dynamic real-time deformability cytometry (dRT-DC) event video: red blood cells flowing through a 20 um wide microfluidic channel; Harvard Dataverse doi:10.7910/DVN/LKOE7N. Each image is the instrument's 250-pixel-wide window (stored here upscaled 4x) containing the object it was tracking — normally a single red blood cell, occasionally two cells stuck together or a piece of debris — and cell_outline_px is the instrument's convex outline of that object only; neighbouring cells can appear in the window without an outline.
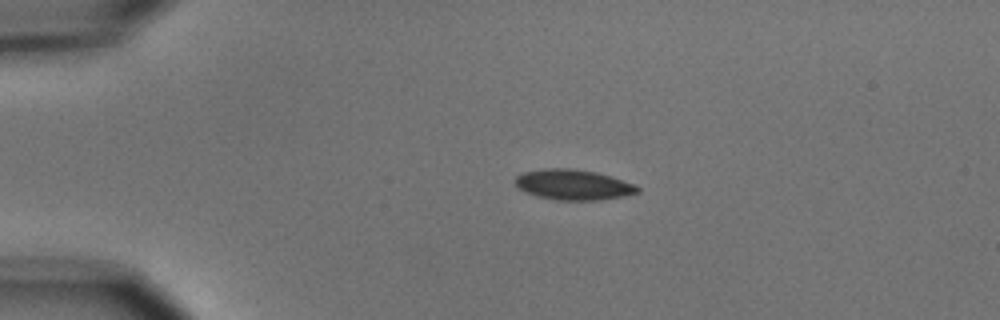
{"species": "common noctule bat (a hibernating species)", "species_latin": "Nyctalus noctula", "temperature_condition": "cold", "stored_images_in_passage": 2, "camera_frame_rate_fps": 3000, "um_per_image_px": 0.085, "animal": {"sex": "male", "body_mass_g": 15.6}, "frame": {"image": 1, "passage_image": 1, "time_ms": 0.0, "image_size_px": [1000, 320], "cell_outline_px": [[640, 192], [624, 196], [600, 200], [556, 200], [540, 196], [516, 188], [516, 176], [524, 172], [544, 168], [572, 168], [596, 172], [632, 184], [640, 188]], "centroid_in_image_um": [48.71, 15.7], "position_along_channel_um": 36.3, "area_um2": 21.39}}